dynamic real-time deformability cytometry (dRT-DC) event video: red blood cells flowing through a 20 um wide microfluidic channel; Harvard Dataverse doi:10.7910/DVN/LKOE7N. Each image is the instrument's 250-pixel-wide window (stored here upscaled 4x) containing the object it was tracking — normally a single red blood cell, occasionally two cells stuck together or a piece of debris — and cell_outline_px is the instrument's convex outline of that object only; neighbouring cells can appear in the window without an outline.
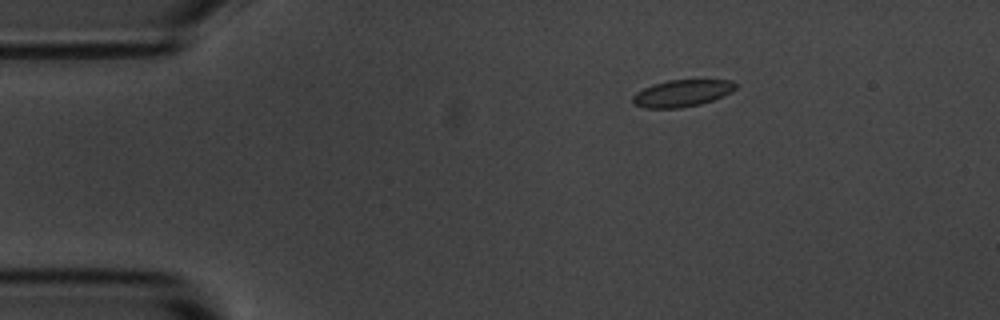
{"species": "common noctule bat (a hibernating species)", "species_latin": "Nyctalus noctula", "temperature_condition": "room temperature", "stored_images_in_passage": 13, "camera_frame_rate_fps": 3000, "um_per_image_px": 0.085, "animal": {"sex": "male", "body_mass_g": 20.1, "forearm_length_mm": 53.5}, "frame": {"image": 1, "passage_image": 1, "time_ms": 0.0, "image_size_px": [1000, 320], "cell_outline_px": [[736, 88], [732, 92], [712, 100], [700, 104], [680, 108], [644, 108], [632, 104], [632, 96], [636, 92], [652, 84], [668, 80], [732, 80], [736, 84]], "centroid_in_image_um": [57.94, 7.93], "position_along_channel_um": 27.1, "area_um2": 16.18}}
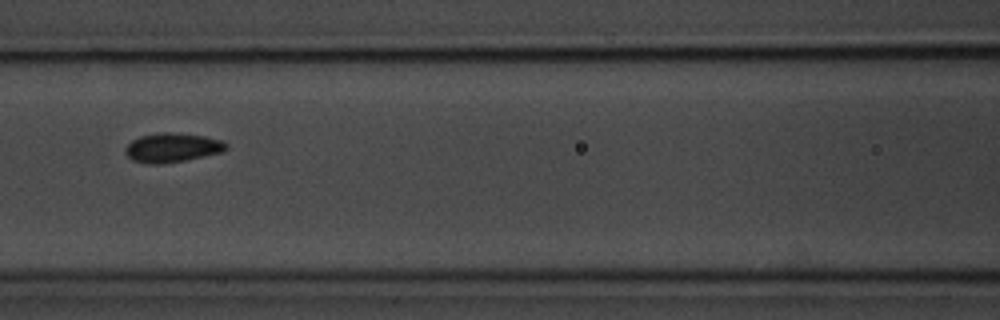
{"frame": {"image": 2, "passage_image": 5, "time_ms": 5.0, "image_size_px": [1000, 320], "cell_outline_px": [[228, 148], [220, 152], [204, 156], [184, 160], [160, 164], [148, 164], [132, 160], [124, 152], [124, 148], [132, 140], [140, 136], [156, 132], [172, 132], [204, 136], [224, 140], [228, 144]], "centroid_in_image_um": [14.63, 12.53], "position_along_channel_um": 152.0, "area_um2": 17.28}}
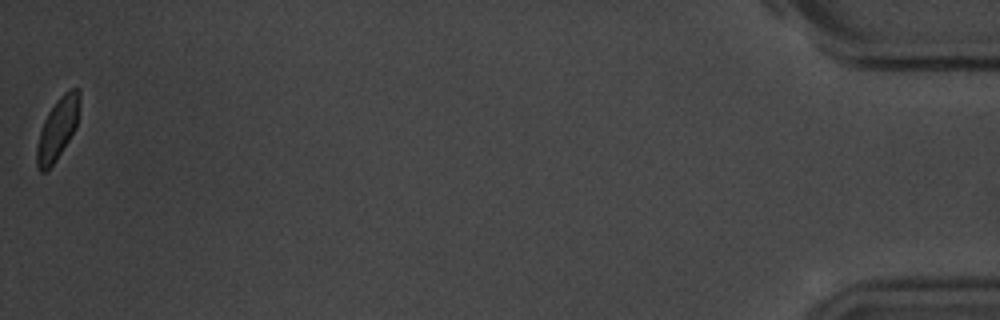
{"frame": {"image": 3, "passage_image": 13, "time_ms": 15.333, "image_size_px": [1000, 320], "cell_outline_px": [[80, 100], [76, 128], [52, 164], [44, 172], [40, 172], [36, 168], [36, 148], [40, 132], [44, 120], [48, 112], [56, 100], [64, 92], [72, 88], [80, 88]], "centroid_in_image_um": [4.89, 10.9], "position_along_channel_um": 430.3, "area_um2": 15.2}, "authors_computed_cell_mechanics": {"area_um2": 16.473, "velocity_mm_per_s": 3.6417, "shape_relaxation_time_tau1_ms": 1.6682, "shape_relaxation_time_tau2_ms": 1.4505, "deformation_change_tau1": 0.0472, "deformation_change_tau2": 0.0311}}